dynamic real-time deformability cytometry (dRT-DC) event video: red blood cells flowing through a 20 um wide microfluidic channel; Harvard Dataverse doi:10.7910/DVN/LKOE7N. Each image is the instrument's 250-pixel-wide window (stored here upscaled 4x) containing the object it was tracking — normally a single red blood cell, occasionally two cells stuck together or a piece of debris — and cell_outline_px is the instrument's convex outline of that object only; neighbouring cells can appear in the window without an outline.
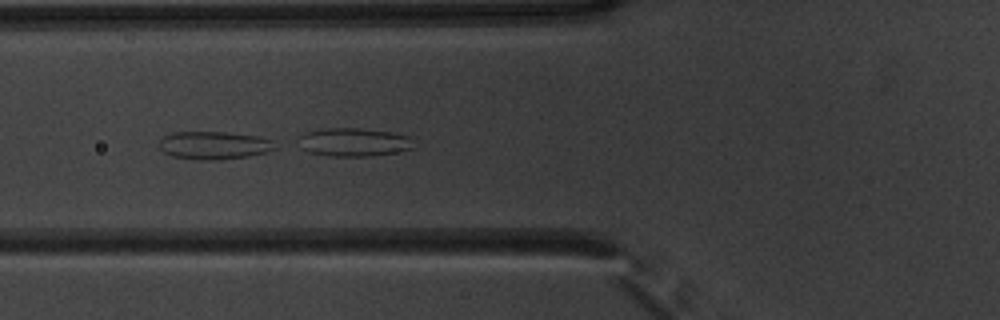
{"species": "common noctule bat (a hibernating species)", "species_latin": "Nyctalus noctula", "temperature_condition": "warm", "stored_images_in_passage": 42, "camera_frame_rate_fps": 3000, "um_per_image_px": 0.085, "animal": {"sex": "male", "body_mass_g": 20.1, "forearm_length_mm": 53.5}, "frame": {"image": 1, "passage_image": 10, "time_ms": 3.0, "image_size_px": [1000, 320], "cell_outline_px": [[276, 148], [268, 152], [248, 156], [220, 160], [196, 160], [172, 156], [164, 152], [160, 148], [160, 140], [164, 136], [172, 132], [224, 132], [260, 136], [272, 140]], "centroid_in_image_um": [18.2, 12.36], "position_along_channel_um": 107.6, "area_um2": 18.96}}
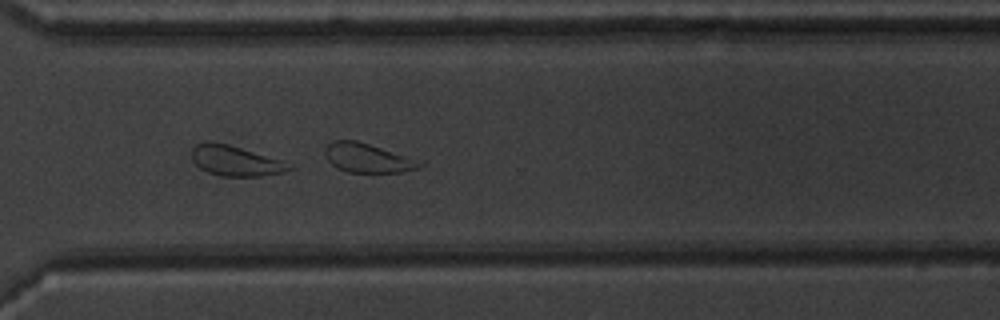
{"frame": {"image": 2, "passage_image": 29, "time_ms": 9.333, "image_size_px": [1000, 320], "cell_outline_px": [[296, 168], [284, 172], [260, 176], [220, 176], [208, 172], [200, 168], [192, 160], [192, 148], [196, 144], [228, 144], [296, 164]], "centroid_in_image_um": [20.12, 13.71], "position_along_channel_um": 350.5, "area_um2": 16.99}, "authors_computed_cell_mechanics": {"area_um2": 18.8428, "velocity_mm_per_s": 3.8393, "shape_relaxation_time_tau1_ms": 0.6013, "shape_relaxation_time_tau2_ms": 2.1501, "deformation_change_tau1": 0.2115, "deformation_change_tau2": 0.0962}}